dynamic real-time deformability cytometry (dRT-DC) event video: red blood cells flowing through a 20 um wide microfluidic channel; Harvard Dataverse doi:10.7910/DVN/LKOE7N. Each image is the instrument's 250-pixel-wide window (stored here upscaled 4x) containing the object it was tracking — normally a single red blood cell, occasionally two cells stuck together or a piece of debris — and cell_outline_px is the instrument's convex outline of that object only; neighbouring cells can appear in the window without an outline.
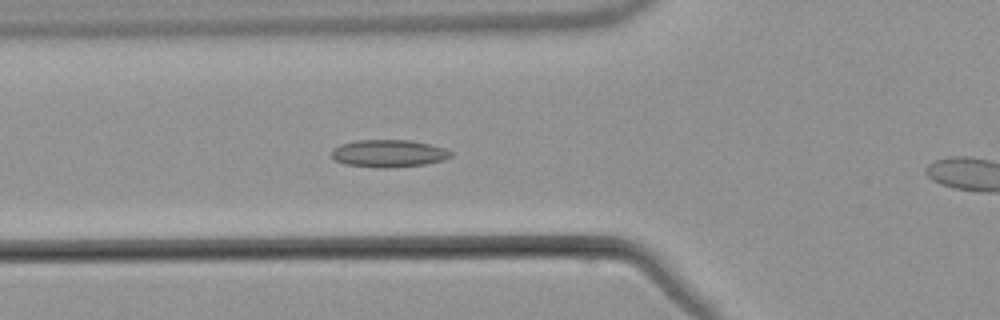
{"species": "common noctule bat (a hibernating species)", "species_latin": "Nyctalus noctula", "temperature_condition": "warm", "stored_images_in_passage": 5, "camera_frame_rate_fps": 3000, "um_per_image_px": 0.085, "animal": {"sex": "male", "body_mass_g": 21.5, "forearm_length_mm": 52.0}, "frame": {"image": 1, "passage_image": 4, "time_ms": 3.667, "image_size_px": [1000, 320], "cell_outline_px": [[452, 156], [444, 160], [424, 164], [388, 168], [380, 168], [344, 164], [336, 160], [332, 156], [332, 152], [340, 144], [356, 140], [412, 140], [444, 148], [452, 152]], "centroid_in_image_um": [33.05, 13.04], "position_along_channel_um": 92.8, "area_um2": 18.96}}